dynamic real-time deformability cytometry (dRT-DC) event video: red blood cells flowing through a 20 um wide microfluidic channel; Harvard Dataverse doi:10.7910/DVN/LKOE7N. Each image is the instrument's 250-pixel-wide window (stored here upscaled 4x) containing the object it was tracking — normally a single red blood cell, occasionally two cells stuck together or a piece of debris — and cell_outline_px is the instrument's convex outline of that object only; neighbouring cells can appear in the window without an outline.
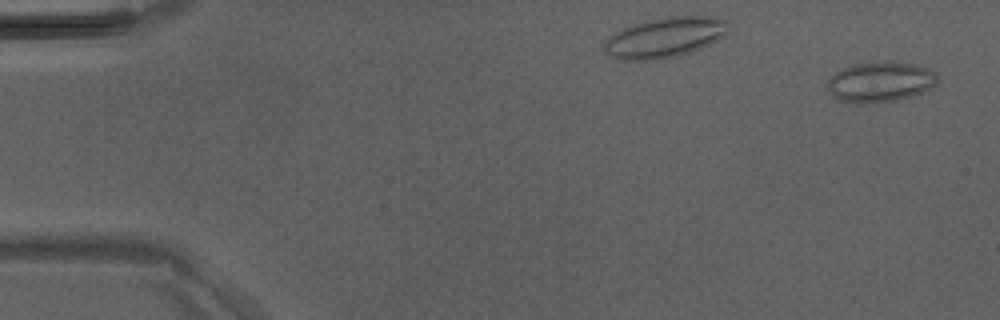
{"species": "Egyptian fruit bat (a non-hibernating species)", "species_latin": "Rousettus aegyptiacus", "temperature_condition": "room temperature", "stored_images_in_passage": 35, "camera_frame_rate_fps": 3000, "um_per_image_px": 0.085, "animal": {"sex": "male"}, "frame": {"image": 1, "passage_image": 2, "time_ms": 0.333, "image_size_px": [1000, 320], "cell_outline_px": [[936, 84], [912, 96], [896, 100], [876, 104], [852, 104], [840, 100], [832, 96], [828, 92], [828, 80], [836, 72], [852, 64], [876, 60], [888, 60], [916, 64], [928, 68], [936, 76]], "centroid_in_image_um": [74.77, 6.96], "position_along_channel_um": 10.2, "area_um2": 26.3}}
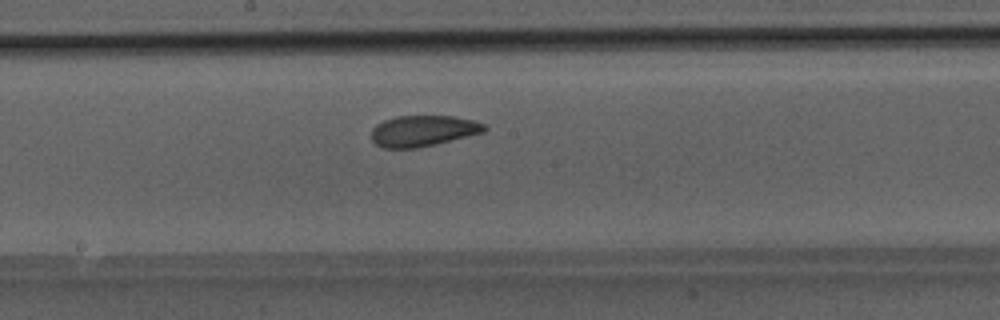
{"frame": {"image": 2, "passage_image": 19, "time_ms": 6.0, "image_size_px": [1000, 320], "cell_outline_px": [[488, 128], [484, 132], [436, 144], [416, 148], [384, 148], [376, 144], [372, 140], [372, 128], [376, 124], [384, 120], [396, 116], [452, 116], [472, 120], [484, 124]], "centroid_in_image_um": [35.95, 11.12], "position_along_channel_um": 212.3, "area_um2": 20.35}}
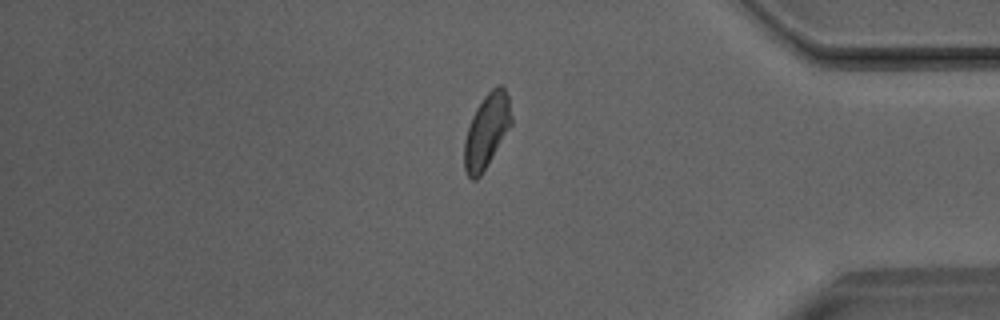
{"frame": {"image": 3, "passage_image": 33, "time_ms": 10.667, "image_size_px": [1000, 320], "cell_outline_px": [[512, 124], [488, 164], [480, 176], [476, 180], [472, 180], [468, 176], [464, 168], [464, 140], [472, 116], [476, 108], [484, 96], [496, 84], [504, 84], [508, 96], [512, 116]], "centroid_in_image_um": [41.37, 11.1], "position_along_channel_um": 393.8, "area_um2": 20.4}}